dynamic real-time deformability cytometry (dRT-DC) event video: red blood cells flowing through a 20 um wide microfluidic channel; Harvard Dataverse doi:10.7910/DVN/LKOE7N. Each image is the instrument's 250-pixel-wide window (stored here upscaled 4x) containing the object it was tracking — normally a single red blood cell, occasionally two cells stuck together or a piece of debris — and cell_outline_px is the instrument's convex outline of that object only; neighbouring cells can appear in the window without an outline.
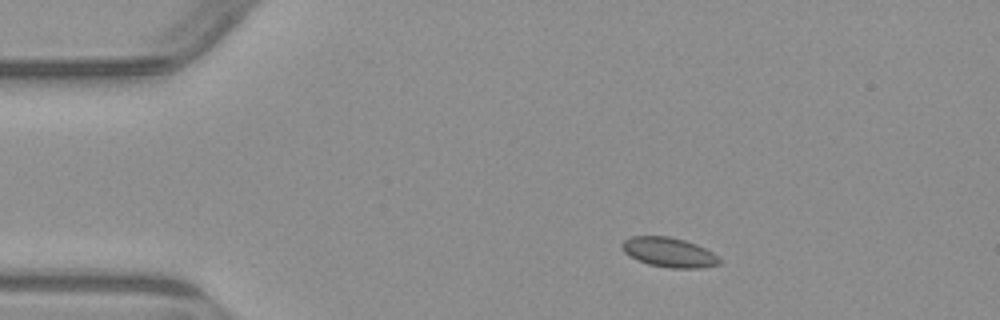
{"species": "common noctule bat (a hibernating species)", "species_latin": "Nyctalus noctula", "temperature_condition": "warm", "stored_images_in_passage": 3, "segment_of_instrument_passage": [1, 2], "camera_frame_rate_fps": 3000, "um_per_image_px": 0.085, "animal": {"sex": "male", "body_mass_g": 23.1, "forearm_length_mm": 52.7}, "frame": {"image": 1, "passage_image": 2, "time_ms": 1.333, "image_size_px": [1000, 320], "cell_outline_px": [[720, 264], [700, 268], [668, 268], [648, 264], [636, 260], [624, 252], [620, 248], [620, 244], [624, 240], [632, 236], [668, 236], [684, 240], [696, 244], [720, 256]], "centroid_in_image_um": [56.84, 21.45], "position_along_channel_um": 28.2, "area_um2": 16.99}}